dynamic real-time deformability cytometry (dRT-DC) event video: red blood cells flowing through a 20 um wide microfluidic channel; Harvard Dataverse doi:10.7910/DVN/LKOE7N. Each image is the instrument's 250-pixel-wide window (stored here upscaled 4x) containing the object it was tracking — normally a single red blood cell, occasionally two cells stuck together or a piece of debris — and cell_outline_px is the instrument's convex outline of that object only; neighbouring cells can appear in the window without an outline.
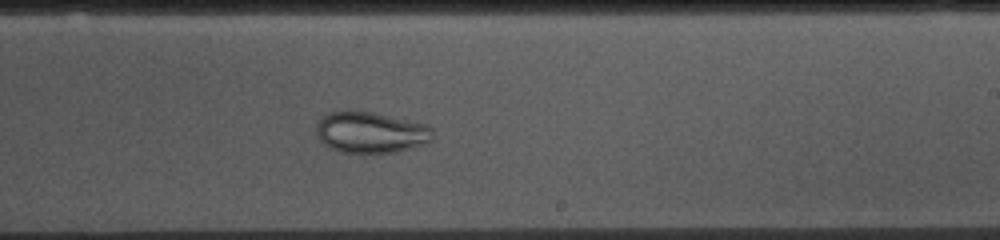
{"species": "common noctule bat (a hibernating species)", "species_latin": "Nyctalus noctula", "temperature_condition": "cold", "stored_images_in_passage": 53, "camera_frame_rate_fps": 3000, "um_per_image_px": 0.085, "animal": {"sex": "female", "body_mass_g": 10.0, "forearm_length_mm": 53.1}, "frame": {"image": 1, "passage_image": 30, "time_ms": 9.667, "image_size_px": [1000, 240], "cell_outline_px": [[432, 140], [428, 144], [396, 152], [340, 152], [328, 148], [320, 140], [316, 132], [316, 124], [328, 112], [372, 112], [428, 124], [432, 128]], "centroid_in_image_um": [31.55, 11.27], "position_along_channel_um": 257.5, "area_um2": 27.86}}
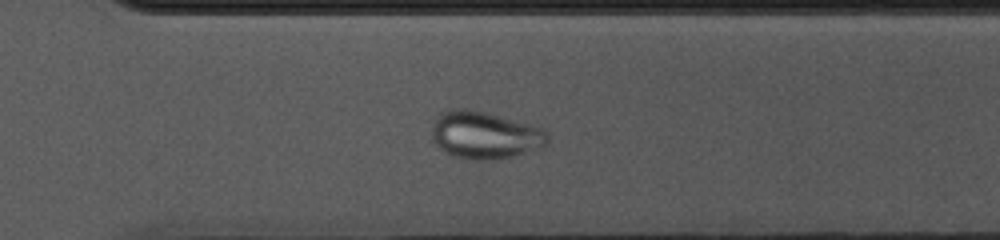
{"frame": {"image": 2, "passage_image": 36, "time_ms": 11.667, "image_size_px": [1000, 240], "cell_outline_px": [[548, 144], [512, 156], [492, 160], [476, 160], [452, 156], [444, 152], [436, 144], [432, 136], [432, 120], [436, 116], [452, 108], [472, 108], [532, 124], [544, 128], [548, 132]], "centroid_in_image_um": [41.19, 11.46], "position_along_channel_um": 329.4, "area_um2": 32.31}}
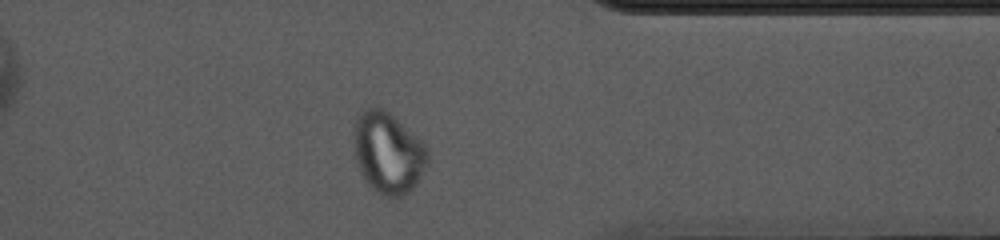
{"frame": {"image": 3, "passage_image": 41, "time_ms": 13.333, "image_size_px": [1000, 240], "cell_outline_px": [[428, 164], [416, 184], [404, 196], [384, 196], [376, 192], [364, 180], [356, 164], [352, 144], [352, 136], [356, 116], [364, 108], [380, 108], [388, 112], [420, 140], [424, 144], [428, 152]], "centroid_in_image_um": [32.93, 13.0], "position_along_channel_um": 378.5, "area_um2": 35.14}}